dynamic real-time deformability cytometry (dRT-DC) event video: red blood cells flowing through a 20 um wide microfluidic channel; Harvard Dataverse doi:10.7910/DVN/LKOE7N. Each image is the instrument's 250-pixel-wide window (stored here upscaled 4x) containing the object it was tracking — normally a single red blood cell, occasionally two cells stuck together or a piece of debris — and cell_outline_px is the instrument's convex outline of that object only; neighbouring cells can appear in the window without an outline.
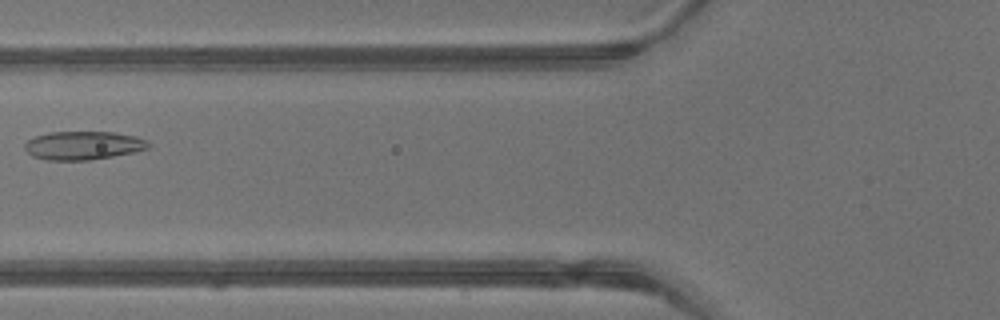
{"species": "common noctule bat (a hibernating species)", "species_latin": "Nyctalus noctula", "temperature_condition": "warm", "stored_images_in_passage": 4, "camera_frame_rate_fps": 3000, "um_per_image_px": 0.085, "animal": {"sex": "male", "body_mass_g": 13.3}, "frame": {"image": 1, "passage_image": 4, "time_ms": 1.0, "image_size_px": [1000, 320], "cell_outline_px": [[152, 144], [148, 148], [132, 152], [112, 156], [88, 160], [48, 160], [32, 156], [24, 148], [24, 144], [28, 140], [36, 136], [48, 132], [116, 132], [136, 136], [148, 140]], "centroid_in_image_um": [7.09, 12.35], "position_along_channel_um": 118.7, "area_um2": 20.52}}